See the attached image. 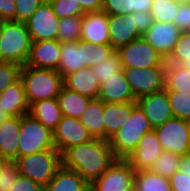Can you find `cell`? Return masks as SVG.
Masks as SVG:
<instances>
[{"instance_id":"cell-1","label":"cell","mask_w":190,"mask_h":191,"mask_svg":"<svg viewBox=\"0 0 190 191\" xmlns=\"http://www.w3.org/2000/svg\"><path fill=\"white\" fill-rule=\"evenodd\" d=\"M62 166L78 172L89 184L99 178L116 160L109 141L94 138L64 150Z\"/></svg>"},{"instance_id":"cell-2","label":"cell","mask_w":190,"mask_h":191,"mask_svg":"<svg viewBox=\"0 0 190 191\" xmlns=\"http://www.w3.org/2000/svg\"><path fill=\"white\" fill-rule=\"evenodd\" d=\"M153 130L140 107L133 102L130 117L124 119L121 128L108 140L116 158L125 159L139 144L140 139Z\"/></svg>"},{"instance_id":"cell-3","label":"cell","mask_w":190,"mask_h":191,"mask_svg":"<svg viewBox=\"0 0 190 191\" xmlns=\"http://www.w3.org/2000/svg\"><path fill=\"white\" fill-rule=\"evenodd\" d=\"M20 79L23 82L28 104L46 99H57L63 87V77L51 69L22 66Z\"/></svg>"},{"instance_id":"cell-4","label":"cell","mask_w":190,"mask_h":191,"mask_svg":"<svg viewBox=\"0 0 190 191\" xmlns=\"http://www.w3.org/2000/svg\"><path fill=\"white\" fill-rule=\"evenodd\" d=\"M32 45L27 26L19 21L0 22V61L24 66Z\"/></svg>"},{"instance_id":"cell-5","label":"cell","mask_w":190,"mask_h":191,"mask_svg":"<svg viewBox=\"0 0 190 191\" xmlns=\"http://www.w3.org/2000/svg\"><path fill=\"white\" fill-rule=\"evenodd\" d=\"M14 161L21 176L30 178L44 187L62 166L61 153L57 149H48L17 157Z\"/></svg>"},{"instance_id":"cell-6","label":"cell","mask_w":190,"mask_h":191,"mask_svg":"<svg viewBox=\"0 0 190 191\" xmlns=\"http://www.w3.org/2000/svg\"><path fill=\"white\" fill-rule=\"evenodd\" d=\"M108 21L110 45L115 50L142 37L154 22L151 14L146 12L110 15Z\"/></svg>"},{"instance_id":"cell-7","label":"cell","mask_w":190,"mask_h":191,"mask_svg":"<svg viewBox=\"0 0 190 191\" xmlns=\"http://www.w3.org/2000/svg\"><path fill=\"white\" fill-rule=\"evenodd\" d=\"M18 157L48 149H56L53 131L33 119L29 114L20 116Z\"/></svg>"},{"instance_id":"cell-8","label":"cell","mask_w":190,"mask_h":191,"mask_svg":"<svg viewBox=\"0 0 190 191\" xmlns=\"http://www.w3.org/2000/svg\"><path fill=\"white\" fill-rule=\"evenodd\" d=\"M122 69L166 67V60L142 37L118 50Z\"/></svg>"},{"instance_id":"cell-9","label":"cell","mask_w":190,"mask_h":191,"mask_svg":"<svg viewBox=\"0 0 190 191\" xmlns=\"http://www.w3.org/2000/svg\"><path fill=\"white\" fill-rule=\"evenodd\" d=\"M135 170L126 159L116 158L109 168L90 184V191H134Z\"/></svg>"},{"instance_id":"cell-10","label":"cell","mask_w":190,"mask_h":191,"mask_svg":"<svg viewBox=\"0 0 190 191\" xmlns=\"http://www.w3.org/2000/svg\"><path fill=\"white\" fill-rule=\"evenodd\" d=\"M153 130L164 151L185 156L190 149L188 121L172 117Z\"/></svg>"},{"instance_id":"cell-11","label":"cell","mask_w":190,"mask_h":191,"mask_svg":"<svg viewBox=\"0 0 190 191\" xmlns=\"http://www.w3.org/2000/svg\"><path fill=\"white\" fill-rule=\"evenodd\" d=\"M166 67H150L146 69H123L127 82L136 99L165 89Z\"/></svg>"},{"instance_id":"cell-12","label":"cell","mask_w":190,"mask_h":191,"mask_svg":"<svg viewBox=\"0 0 190 191\" xmlns=\"http://www.w3.org/2000/svg\"><path fill=\"white\" fill-rule=\"evenodd\" d=\"M32 42L55 40L59 18L48 0L43 2L25 23Z\"/></svg>"},{"instance_id":"cell-13","label":"cell","mask_w":190,"mask_h":191,"mask_svg":"<svg viewBox=\"0 0 190 191\" xmlns=\"http://www.w3.org/2000/svg\"><path fill=\"white\" fill-rule=\"evenodd\" d=\"M94 139L78 118L63 116L53 131L55 148L62 153L64 150L87 143Z\"/></svg>"},{"instance_id":"cell-14","label":"cell","mask_w":190,"mask_h":191,"mask_svg":"<svg viewBox=\"0 0 190 191\" xmlns=\"http://www.w3.org/2000/svg\"><path fill=\"white\" fill-rule=\"evenodd\" d=\"M180 33V29L173 23L154 21L142 38L166 60L177 43Z\"/></svg>"},{"instance_id":"cell-15","label":"cell","mask_w":190,"mask_h":191,"mask_svg":"<svg viewBox=\"0 0 190 191\" xmlns=\"http://www.w3.org/2000/svg\"><path fill=\"white\" fill-rule=\"evenodd\" d=\"M136 104L147 117L151 127L154 129L173 117L167 91L148 94L139 97Z\"/></svg>"},{"instance_id":"cell-16","label":"cell","mask_w":190,"mask_h":191,"mask_svg":"<svg viewBox=\"0 0 190 191\" xmlns=\"http://www.w3.org/2000/svg\"><path fill=\"white\" fill-rule=\"evenodd\" d=\"M162 151L157 134L152 130L140 139L138 147L125 159L135 171L147 170L151 169Z\"/></svg>"},{"instance_id":"cell-17","label":"cell","mask_w":190,"mask_h":191,"mask_svg":"<svg viewBox=\"0 0 190 191\" xmlns=\"http://www.w3.org/2000/svg\"><path fill=\"white\" fill-rule=\"evenodd\" d=\"M61 42L55 40L32 42L26 66L58 70L60 62Z\"/></svg>"},{"instance_id":"cell-18","label":"cell","mask_w":190,"mask_h":191,"mask_svg":"<svg viewBox=\"0 0 190 191\" xmlns=\"http://www.w3.org/2000/svg\"><path fill=\"white\" fill-rule=\"evenodd\" d=\"M83 67H90L88 50L85 45L81 41L61 42L57 72L64 77Z\"/></svg>"},{"instance_id":"cell-19","label":"cell","mask_w":190,"mask_h":191,"mask_svg":"<svg viewBox=\"0 0 190 191\" xmlns=\"http://www.w3.org/2000/svg\"><path fill=\"white\" fill-rule=\"evenodd\" d=\"M108 15L103 11L85 13L80 41L94 45L110 44Z\"/></svg>"},{"instance_id":"cell-20","label":"cell","mask_w":190,"mask_h":191,"mask_svg":"<svg viewBox=\"0 0 190 191\" xmlns=\"http://www.w3.org/2000/svg\"><path fill=\"white\" fill-rule=\"evenodd\" d=\"M98 99L103 103L136 102L123 69L107 81L100 84Z\"/></svg>"},{"instance_id":"cell-21","label":"cell","mask_w":190,"mask_h":191,"mask_svg":"<svg viewBox=\"0 0 190 191\" xmlns=\"http://www.w3.org/2000/svg\"><path fill=\"white\" fill-rule=\"evenodd\" d=\"M63 87L91 99H97L100 90V84L91 67H83L64 76Z\"/></svg>"},{"instance_id":"cell-22","label":"cell","mask_w":190,"mask_h":191,"mask_svg":"<svg viewBox=\"0 0 190 191\" xmlns=\"http://www.w3.org/2000/svg\"><path fill=\"white\" fill-rule=\"evenodd\" d=\"M20 116H7L0 123V154L9 161L18 157Z\"/></svg>"},{"instance_id":"cell-23","label":"cell","mask_w":190,"mask_h":191,"mask_svg":"<svg viewBox=\"0 0 190 191\" xmlns=\"http://www.w3.org/2000/svg\"><path fill=\"white\" fill-rule=\"evenodd\" d=\"M0 106L8 116H23L29 112V104L21 79L0 92Z\"/></svg>"},{"instance_id":"cell-24","label":"cell","mask_w":190,"mask_h":191,"mask_svg":"<svg viewBox=\"0 0 190 191\" xmlns=\"http://www.w3.org/2000/svg\"><path fill=\"white\" fill-rule=\"evenodd\" d=\"M44 191H90V184L75 170L61 166Z\"/></svg>"},{"instance_id":"cell-25","label":"cell","mask_w":190,"mask_h":191,"mask_svg":"<svg viewBox=\"0 0 190 191\" xmlns=\"http://www.w3.org/2000/svg\"><path fill=\"white\" fill-rule=\"evenodd\" d=\"M28 114L51 131L56 129L63 117L57 99L40 100L30 104Z\"/></svg>"},{"instance_id":"cell-26","label":"cell","mask_w":190,"mask_h":191,"mask_svg":"<svg viewBox=\"0 0 190 191\" xmlns=\"http://www.w3.org/2000/svg\"><path fill=\"white\" fill-rule=\"evenodd\" d=\"M133 102L104 103V140H109L120 128L125 118L130 117Z\"/></svg>"},{"instance_id":"cell-27","label":"cell","mask_w":190,"mask_h":191,"mask_svg":"<svg viewBox=\"0 0 190 191\" xmlns=\"http://www.w3.org/2000/svg\"><path fill=\"white\" fill-rule=\"evenodd\" d=\"M104 103L100 99H91L79 118L93 138L104 139Z\"/></svg>"},{"instance_id":"cell-28","label":"cell","mask_w":190,"mask_h":191,"mask_svg":"<svg viewBox=\"0 0 190 191\" xmlns=\"http://www.w3.org/2000/svg\"><path fill=\"white\" fill-rule=\"evenodd\" d=\"M57 100L63 116L79 119L91 98L62 87Z\"/></svg>"},{"instance_id":"cell-29","label":"cell","mask_w":190,"mask_h":191,"mask_svg":"<svg viewBox=\"0 0 190 191\" xmlns=\"http://www.w3.org/2000/svg\"><path fill=\"white\" fill-rule=\"evenodd\" d=\"M165 90L190 96V70L182 65L166 64Z\"/></svg>"},{"instance_id":"cell-30","label":"cell","mask_w":190,"mask_h":191,"mask_svg":"<svg viewBox=\"0 0 190 191\" xmlns=\"http://www.w3.org/2000/svg\"><path fill=\"white\" fill-rule=\"evenodd\" d=\"M135 191H172L168 177L158 175L150 169L135 171Z\"/></svg>"},{"instance_id":"cell-31","label":"cell","mask_w":190,"mask_h":191,"mask_svg":"<svg viewBox=\"0 0 190 191\" xmlns=\"http://www.w3.org/2000/svg\"><path fill=\"white\" fill-rule=\"evenodd\" d=\"M82 17L83 16H73L59 19L56 40L58 42L80 41L82 34Z\"/></svg>"},{"instance_id":"cell-32","label":"cell","mask_w":190,"mask_h":191,"mask_svg":"<svg viewBox=\"0 0 190 191\" xmlns=\"http://www.w3.org/2000/svg\"><path fill=\"white\" fill-rule=\"evenodd\" d=\"M99 84L107 81L122 70L121 59L117 50L101 63L91 67Z\"/></svg>"},{"instance_id":"cell-33","label":"cell","mask_w":190,"mask_h":191,"mask_svg":"<svg viewBox=\"0 0 190 191\" xmlns=\"http://www.w3.org/2000/svg\"><path fill=\"white\" fill-rule=\"evenodd\" d=\"M181 160V155L162 151L150 170L158 175L169 178L179 170Z\"/></svg>"},{"instance_id":"cell-34","label":"cell","mask_w":190,"mask_h":191,"mask_svg":"<svg viewBox=\"0 0 190 191\" xmlns=\"http://www.w3.org/2000/svg\"><path fill=\"white\" fill-rule=\"evenodd\" d=\"M178 7L176 0H152L150 14L154 21L173 23Z\"/></svg>"},{"instance_id":"cell-35","label":"cell","mask_w":190,"mask_h":191,"mask_svg":"<svg viewBox=\"0 0 190 191\" xmlns=\"http://www.w3.org/2000/svg\"><path fill=\"white\" fill-rule=\"evenodd\" d=\"M190 59V31L180 33L177 43L174 45L166 64L182 65Z\"/></svg>"},{"instance_id":"cell-36","label":"cell","mask_w":190,"mask_h":191,"mask_svg":"<svg viewBox=\"0 0 190 191\" xmlns=\"http://www.w3.org/2000/svg\"><path fill=\"white\" fill-rule=\"evenodd\" d=\"M173 117L190 121V96L178 94V91H167Z\"/></svg>"},{"instance_id":"cell-37","label":"cell","mask_w":190,"mask_h":191,"mask_svg":"<svg viewBox=\"0 0 190 191\" xmlns=\"http://www.w3.org/2000/svg\"><path fill=\"white\" fill-rule=\"evenodd\" d=\"M22 66L13 62L0 61V92L20 79Z\"/></svg>"},{"instance_id":"cell-38","label":"cell","mask_w":190,"mask_h":191,"mask_svg":"<svg viewBox=\"0 0 190 191\" xmlns=\"http://www.w3.org/2000/svg\"><path fill=\"white\" fill-rule=\"evenodd\" d=\"M52 6L53 12L59 18L83 16V11L80 4H76L70 0H48Z\"/></svg>"},{"instance_id":"cell-39","label":"cell","mask_w":190,"mask_h":191,"mask_svg":"<svg viewBox=\"0 0 190 191\" xmlns=\"http://www.w3.org/2000/svg\"><path fill=\"white\" fill-rule=\"evenodd\" d=\"M102 11L108 16L136 13V0H103Z\"/></svg>"},{"instance_id":"cell-40","label":"cell","mask_w":190,"mask_h":191,"mask_svg":"<svg viewBox=\"0 0 190 191\" xmlns=\"http://www.w3.org/2000/svg\"><path fill=\"white\" fill-rule=\"evenodd\" d=\"M85 45V48L88 50L90 67L95 66L96 64L101 63L109 55H111L115 49L110 44H99L94 45L87 42H82Z\"/></svg>"},{"instance_id":"cell-41","label":"cell","mask_w":190,"mask_h":191,"mask_svg":"<svg viewBox=\"0 0 190 191\" xmlns=\"http://www.w3.org/2000/svg\"><path fill=\"white\" fill-rule=\"evenodd\" d=\"M46 0H15V21L26 23L36 9Z\"/></svg>"},{"instance_id":"cell-42","label":"cell","mask_w":190,"mask_h":191,"mask_svg":"<svg viewBox=\"0 0 190 191\" xmlns=\"http://www.w3.org/2000/svg\"><path fill=\"white\" fill-rule=\"evenodd\" d=\"M19 175L16 162L7 160L0 169V191H10Z\"/></svg>"},{"instance_id":"cell-43","label":"cell","mask_w":190,"mask_h":191,"mask_svg":"<svg viewBox=\"0 0 190 191\" xmlns=\"http://www.w3.org/2000/svg\"><path fill=\"white\" fill-rule=\"evenodd\" d=\"M173 24L176 25L181 32L190 31V4H179Z\"/></svg>"},{"instance_id":"cell-44","label":"cell","mask_w":190,"mask_h":191,"mask_svg":"<svg viewBox=\"0 0 190 191\" xmlns=\"http://www.w3.org/2000/svg\"><path fill=\"white\" fill-rule=\"evenodd\" d=\"M10 191H44V186L34 182L30 178L19 175L10 188Z\"/></svg>"},{"instance_id":"cell-45","label":"cell","mask_w":190,"mask_h":191,"mask_svg":"<svg viewBox=\"0 0 190 191\" xmlns=\"http://www.w3.org/2000/svg\"><path fill=\"white\" fill-rule=\"evenodd\" d=\"M169 180L172 191H190V177L182 171H176Z\"/></svg>"},{"instance_id":"cell-46","label":"cell","mask_w":190,"mask_h":191,"mask_svg":"<svg viewBox=\"0 0 190 191\" xmlns=\"http://www.w3.org/2000/svg\"><path fill=\"white\" fill-rule=\"evenodd\" d=\"M16 2L15 0H0V22L15 21Z\"/></svg>"},{"instance_id":"cell-47","label":"cell","mask_w":190,"mask_h":191,"mask_svg":"<svg viewBox=\"0 0 190 191\" xmlns=\"http://www.w3.org/2000/svg\"><path fill=\"white\" fill-rule=\"evenodd\" d=\"M80 4L85 13L102 11L103 0H70Z\"/></svg>"},{"instance_id":"cell-48","label":"cell","mask_w":190,"mask_h":191,"mask_svg":"<svg viewBox=\"0 0 190 191\" xmlns=\"http://www.w3.org/2000/svg\"><path fill=\"white\" fill-rule=\"evenodd\" d=\"M152 0H136V13H150Z\"/></svg>"},{"instance_id":"cell-49","label":"cell","mask_w":190,"mask_h":191,"mask_svg":"<svg viewBox=\"0 0 190 191\" xmlns=\"http://www.w3.org/2000/svg\"><path fill=\"white\" fill-rule=\"evenodd\" d=\"M179 170L183 173L187 174L190 177V160L182 156V160L180 162Z\"/></svg>"},{"instance_id":"cell-50","label":"cell","mask_w":190,"mask_h":191,"mask_svg":"<svg viewBox=\"0 0 190 191\" xmlns=\"http://www.w3.org/2000/svg\"><path fill=\"white\" fill-rule=\"evenodd\" d=\"M8 115L3 111L2 107L0 106V123L7 117Z\"/></svg>"},{"instance_id":"cell-51","label":"cell","mask_w":190,"mask_h":191,"mask_svg":"<svg viewBox=\"0 0 190 191\" xmlns=\"http://www.w3.org/2000/svg\"><path fill=\"white\" fill-rule=\"evenodd\" d=\"M7 162V160L0 154V169L3 167V165Z\"/></svg>"},{"instance_id":"cell-52","label":"cell","mask_w":190,"mask_h":191,"mask_svg":"<svg viewBox=\"0 0 190 191\" xmlns=\"http://www.w3.org/2000/svg\"><path fill=\"white\" fill-rule=\"evenodd\" d=\"M182 66H183L184 68H186V69H189V70H190V59H189V60H187L186 62H184V63L182 64Z\"/></svg>"},{"instance_id":"cell-53","label":"cell","mask_w":190,"mask_h":191,"mask_svg":"<svg viewBox=\"0 0 190 191\" xmlns=\"http://www.w3.org/2000/svg\"><path fill=\"white\" fill-rule=\"evenodd\" d=\"M179 4H190V0H176Z\"/></svg>"},{"instance_id":"cell-54","label":"cell","mask_w":190,"mask_h":191,"mask_svg":"<svg viewBox=\"0 0 190 191\" xmlns=\"http://www.w3.org/2000/svg\"><path fill=\"white\" fill-rule=\"evenodd\" d=\"M185 157H187L190 160V149L188 150V152L186 153Z\"/></svg>"},{"instance_id":"cell-55","label":"cell","mask_w":190,"mask_h":191,"mask_svg":"<svg viewBox=\"0 0 190 191\" xmlns=\"http://www.w3.org/2000/svg\"><path fill=\"white\" fill-rule=\"evenodd\" d=\"M189 123V139H190V121H188Z\"/></svg>"}]
</instances>
